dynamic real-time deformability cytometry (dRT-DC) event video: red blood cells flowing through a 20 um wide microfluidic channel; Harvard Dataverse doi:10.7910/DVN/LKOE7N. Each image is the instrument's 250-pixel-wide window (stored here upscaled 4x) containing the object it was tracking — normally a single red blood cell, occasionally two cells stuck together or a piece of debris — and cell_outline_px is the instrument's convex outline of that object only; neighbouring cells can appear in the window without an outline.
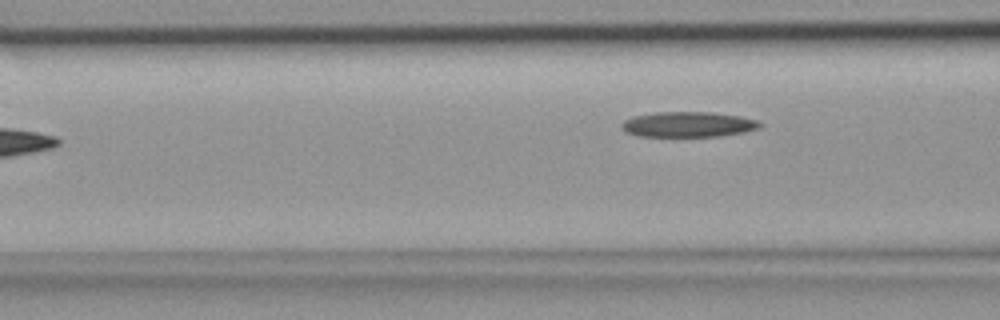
{"species": "common noctule bat (a hibernating species)", "species_latin": "Nyctalus noctula", "temperature_condition": "room temperature", "stored_images_in_passage": 4, "camera_frame_rate_fps": 3000, "um_per_image_px": 0.085, "animal": {"sex": "female", "body_mass_g": 18.4}, "frame": {"image": 1, "passage_image": 3, "time_ms": 0.667, "image_size_px": [1000, 320], "cell_outline_px": [[764, 124], [760, 128], [744, 132], [720, 136], [636, 136], [624, 132], [620, 128], [620, 124], [624, 120], [632, 116], [656, 112], [712, 112], [740, 116], [756, 120]], "centroid_in_image_um": [58.46, 10.57], "position_along_channel_um": 108.1, "area_um2": 20.63}}